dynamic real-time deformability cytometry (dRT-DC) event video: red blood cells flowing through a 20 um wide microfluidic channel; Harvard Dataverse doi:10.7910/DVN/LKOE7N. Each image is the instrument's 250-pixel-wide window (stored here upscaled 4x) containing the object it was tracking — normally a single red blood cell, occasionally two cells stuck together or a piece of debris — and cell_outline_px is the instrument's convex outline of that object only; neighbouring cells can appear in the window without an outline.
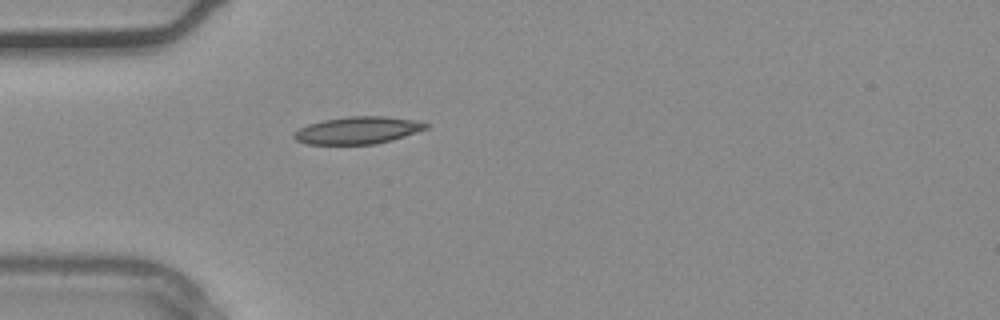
{"species": "common noctule bat (a hibernating species)", "species_latin": "Nyctalus noctula", "temperature_condition": "warm", "stored_images_in_passage": 26, "camera_frame_rate_fps": 3000, "um_per_image_px": 0.085, "animal": {"sex": "male", "body_mass_g": 20.4}, "frame": {"image": 1, "passage_image": 1, "time_ms": 0.0, "image_size_px": [1000, 320], "cell_outline_px": [[428, 128], [392, 140], [376, 144], [308, 144], [296, 140], [292, 136], [292, 132], [308, 124], [324, 120], [348, 116], [388, 116], [420, 120], [428, 124]], "centroid_in_image_um": [30.42, 11.06], "position_along_channel_um": 54.6, "area_um2": 21.1}}